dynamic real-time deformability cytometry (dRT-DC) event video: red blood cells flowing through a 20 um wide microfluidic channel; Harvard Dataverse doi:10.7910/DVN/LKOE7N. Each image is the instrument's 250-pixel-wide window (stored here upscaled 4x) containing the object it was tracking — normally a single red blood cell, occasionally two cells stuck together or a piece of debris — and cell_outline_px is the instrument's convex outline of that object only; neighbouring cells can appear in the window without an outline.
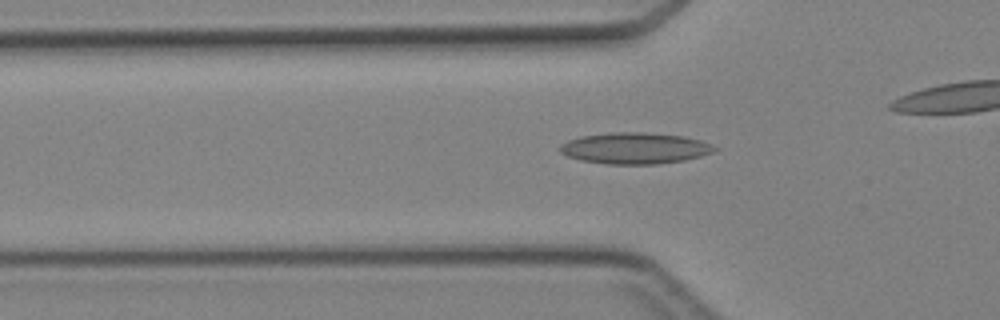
{"species": "Egyptian fruit bat (a non-hibernating species)", "species_latin": "Rousettus aegyptiacus", "temperature_condition": "cold", "stored_images_in_passage": 36, "camera_frame_rate_fps": 3000, "um_per_image_px": 0.085, "animal": {"sex": "female"}, "frame": {"image": 1, "passage_image": 13, "time_ms": 4.0, "image_size_px": [1000, 320], "cell_outline_px": [[720, 148], [712, 152], [700, 156], [684, 160], [656, 164], [604, 164], [580, 160], [568, 156], [560, 152], [560, 144], [568, 140], [580, 136], [612, 132], [640, 132], [684, 136], [700, 140], [712, 144]], "centroid_in_image_um": [53.96, 12.6], "position_along_channel_um": 71.8, "area_um2": 28.21}}
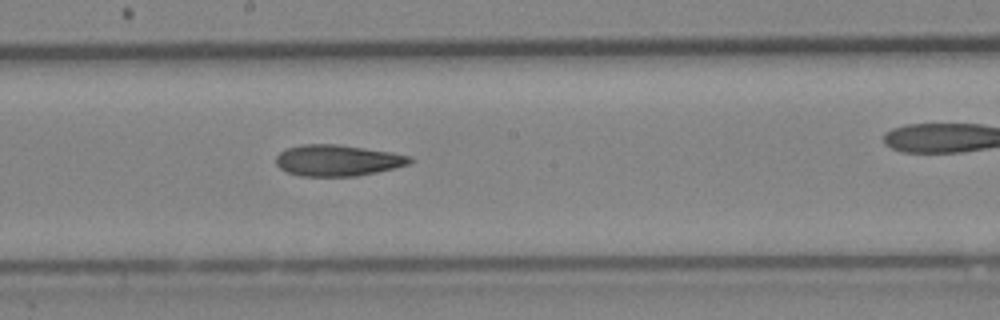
{"frame": {"image": 2, "passage_image": 23, "time_ms": 7.333, "image_size_px": [1000, 320], "cell_outline_px": [[416, 160], [408, 164], [376, 172], [356, 176], [300, 176], [288, 172], [280, 168], [276, 164], [276, 156], [280, 152], [288, 148], [300, 144], [336, 144], [392, 152], [412, 156]], "centroid_in_image_um": [28.7, 13.63], "position_along_channel_um": 219.5, "area_um2": 24.33}}
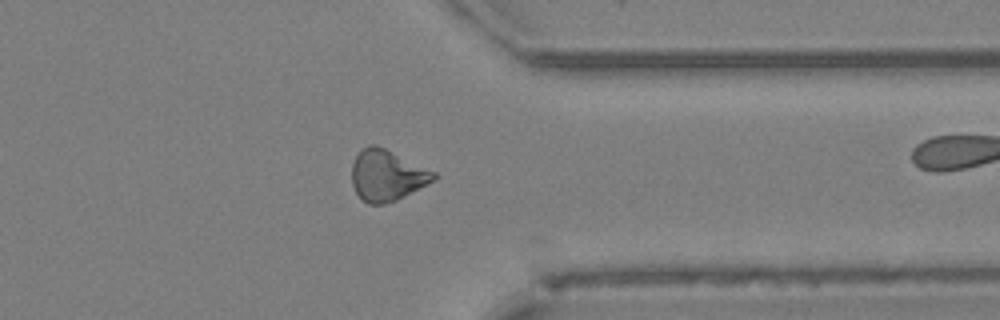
{"frame": {"image": 3, "passage_image": 34, "time_ms": 11.0, "image_size_px": [1000, 320], "cell_outline_px": [[440, 176], [404, 196], [396, 200], [384, 204], [368, 204], [360, 200], [352, 184], [352, 164], [356, 156], [368, 144], [376, 144], [436, 172]], "centroid_in_image_um": [32.87, 14.91], "position_along_channel_um": 378.5, "area_um2": 24.22}}